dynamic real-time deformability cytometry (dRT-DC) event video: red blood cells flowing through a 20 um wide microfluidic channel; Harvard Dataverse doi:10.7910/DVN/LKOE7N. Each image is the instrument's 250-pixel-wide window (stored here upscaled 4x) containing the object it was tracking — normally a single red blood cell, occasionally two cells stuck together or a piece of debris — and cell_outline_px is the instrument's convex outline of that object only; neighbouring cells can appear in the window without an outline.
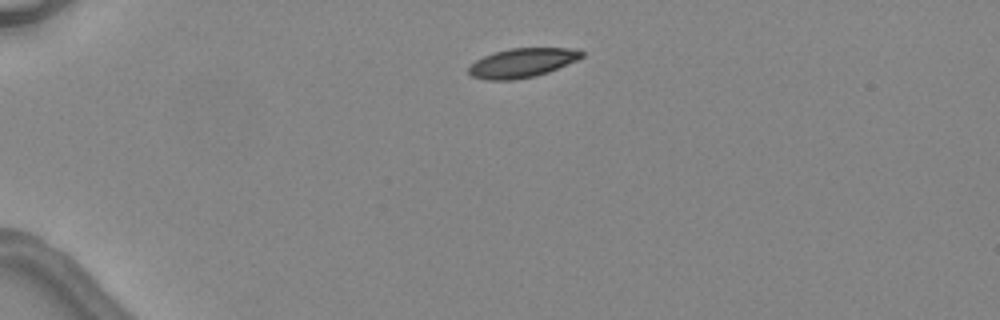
{"species": "common noctule bat (a hibernating species)", "species_latin": "Nyctalus noctula", "temperature_condition": "warm", "stored_images_in_passage": 2, "camera_frame_rate_fps": 3000, "um_per_image_px": 0.085, "animal": {"sex": "female", "body_mass_g": 24.6, "forearm_length_mm": 56.2}, "frame": {"image": 1, "passage_image": 1, "time_ms": 0.0, "image_size_px": [1000, 320], "cell_outline_px": [[584, 56], [576, 60], [548, 72], [536, 76], [516, 80], [484, 80], [472, 76], [468, 72], [468, 68], [476, 60], [484, 56], [508, 48], [580, 48], [584, 52]], "centroid_in_image_um": [44.4, 5.34], "position_along_channel_um": 40.6, "area_um2": 19.31}}
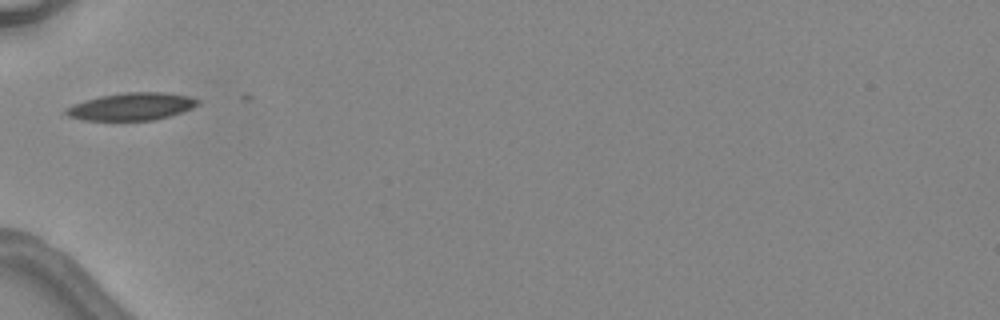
{"frame": {"image": 2, "passage_image": 2, "time_ms": 2.0, "image_size_px": [1000, 320], "cell_outline_px": [[200, 104], [192, 108], [156, 120], [80, 120], [68, 116], [64, 112], [64, 108], [72, 104], [84, 100], [100, 96], [124, 92], [164, 92], [192, 96], [200, 100]], "centroid_in_image_um": [11.17, 9.05], "position_along_channel_um": 73.8, "area_um2": 21.33}}